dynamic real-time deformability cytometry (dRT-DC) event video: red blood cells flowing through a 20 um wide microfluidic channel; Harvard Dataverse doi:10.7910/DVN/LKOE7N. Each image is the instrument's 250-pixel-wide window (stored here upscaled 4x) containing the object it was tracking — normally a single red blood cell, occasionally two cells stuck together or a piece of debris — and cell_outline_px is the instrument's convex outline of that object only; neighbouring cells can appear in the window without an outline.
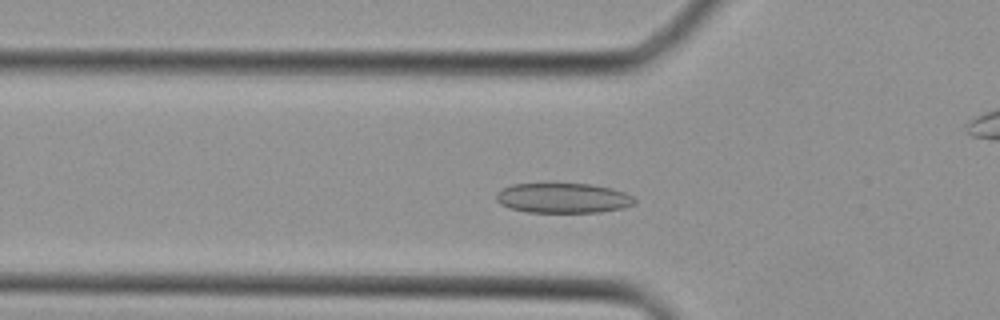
{"species": "Egyptian fruit bat (a non-hibernating species)", "species_latin": "Rousettus aegyptiacus", "temperature_condition": "cold", "stored_images_in_passage": 34, "camera_frame_rate_fps": 3000, "um_per_image_px": 0.085, "animal": {"sex": "female"}, "frame": {"image": 1, "passage_image": 6, "time_ms": 1.667, "image_size_px": [1000, 320], "cell_outline_px": [[636, 204], [624, 208], [600, 212], [528, 212], [508, 208], [500, 204], [496, 200], [496, 192], [512, 184], [592, 184], [612, 188], [624, 192], [632, 196], [636, 200]], "centroid_in_image_um": [47.87, 16.84], "position_along_channel_um": 77.9, "area_um2": 24.28}}
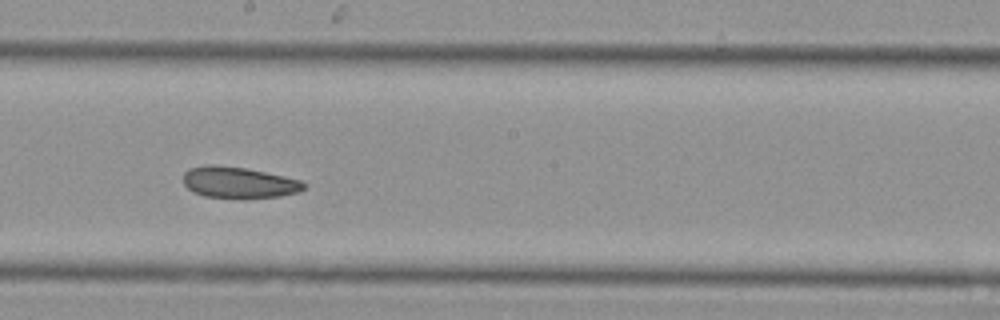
{"frame": {"image": 2, "passage_image": 15, "time_ms": 4.667, "image_size_px": [1000, 320], "cell_outline_px": [[308, 184], [300, 192], [280, 196], [244, 200], [204, 196], [192, 192], [184, 184], [184, 172], [188, 168], [208, 164], [216, 164], [244, 168], [264, 172], [300, 180]], "centroid_in_image_um": [20.28, 15.54], "position_along_channel_um": 227.9, "area_um2": 22.48}}
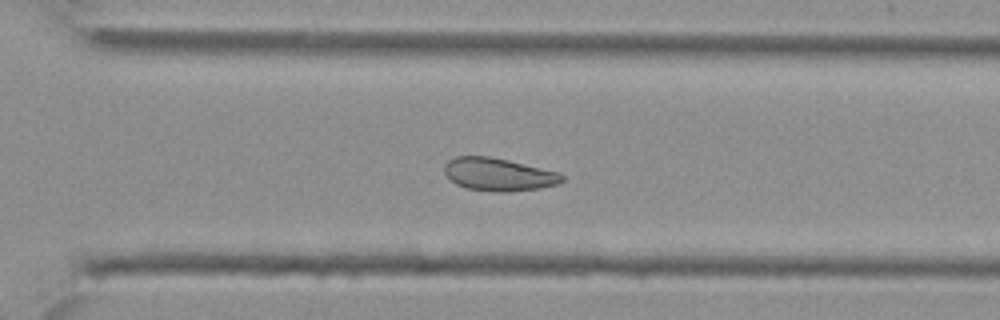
{"frame": {"image": 3, "passage_image": 21, "time_ms": 6.667, "image_size_px": [1000, 320], "cell_outline_px": [[564, 180], [556, 184], [540, 188], [500, 192], [496, 192], [468, 188], [456, 184], [444, 172], [444, 164], [448, 160], [456, 156], [488, 156], [508, 160], [560, 172], [564, 176]], "centroid_in_image_um": [42.37, 14.81], "position_along_channel_um": 328.2, "area_um2": 22.37}}